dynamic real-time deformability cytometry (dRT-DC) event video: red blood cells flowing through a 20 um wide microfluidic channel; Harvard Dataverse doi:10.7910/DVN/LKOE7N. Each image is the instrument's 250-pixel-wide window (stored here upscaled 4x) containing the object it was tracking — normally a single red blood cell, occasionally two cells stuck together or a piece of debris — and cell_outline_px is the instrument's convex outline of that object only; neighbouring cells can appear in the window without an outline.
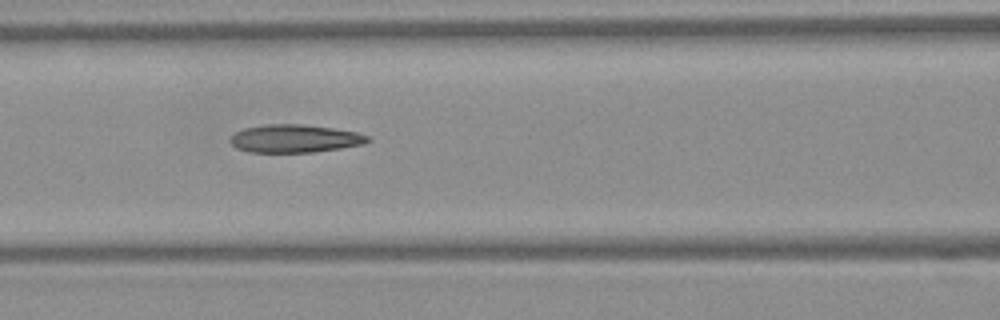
{"species": "Egyptian fruit bat (a non-hibernating species)", "species_latin": "Rousettus aegyptiacus", "temperature_condition": "warm", "stored_images_in_passage": 6, "camera_frame_rate_fps": 3000, "um_per_image_px": 0.085, "frame": {"image": 1, "passage_image": 4, "time_ms": 1.0, "image_size_px": [1000, 320], "cell_outline_px": [[372, 140], [364, 144], [316, 152], [248, 152], [236, 148], [228, 140], [236, 132], [244, 128], [264, 124], [300, 124], [332, 128], [356, 132], [368, 136]], "centroid_in_image_um": [25.04, 11.78], "position_along_channel_um": 141.6, "area_um2": 22.43}}
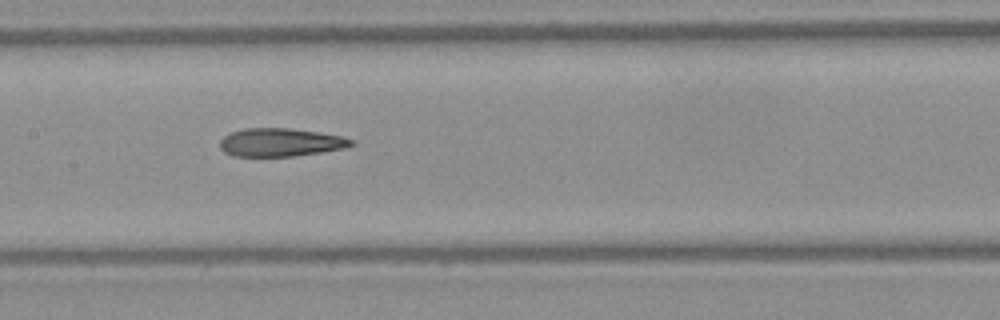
{"frame": {"image": 2, "passage_image": 5, "time_ms": 1.333, "image_size_px": [1000, 320], "cell_outline_px": [[356, 144], [344, 148], [320, 152], [292, 156], [232, 156], [224, 152], [220, 148], [220, 140], [224, 136], [232, 132], [244, 128], [288, 128], [344, 136], [356, 140]], "centroid_in_image_um": [23.86, 12.1], "position_along_channel_um": 183.5, "area_um2": 21.62}}
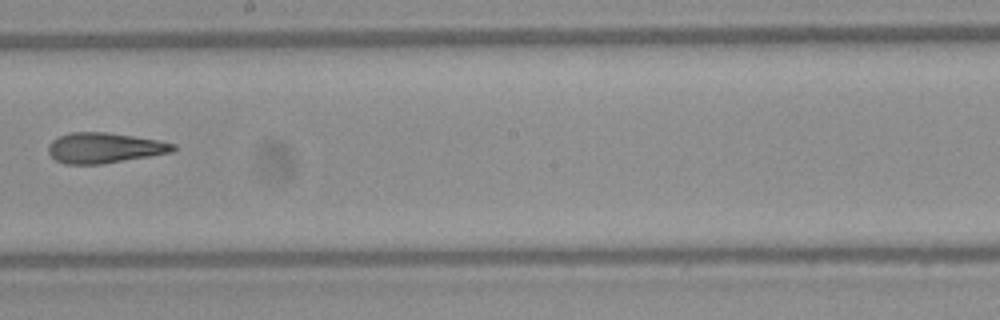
{"frame": {"image": 3, "passage_image": 6, "time_ms": 1.667, "image_size_px": [1000, 320], "cell_outline_px": [[176, 148], [172, 152], [100, 164], [64, 164], [56, 160], [48, 152], [48, 144], [52, 140], [60, 136], [72, 132], [108, 132], [156, 140], [176, 144]], "centroid_in_image_um": [8.84, 12.57], "position_along_channel_um": 239.4, "area_um2": 21.85}}